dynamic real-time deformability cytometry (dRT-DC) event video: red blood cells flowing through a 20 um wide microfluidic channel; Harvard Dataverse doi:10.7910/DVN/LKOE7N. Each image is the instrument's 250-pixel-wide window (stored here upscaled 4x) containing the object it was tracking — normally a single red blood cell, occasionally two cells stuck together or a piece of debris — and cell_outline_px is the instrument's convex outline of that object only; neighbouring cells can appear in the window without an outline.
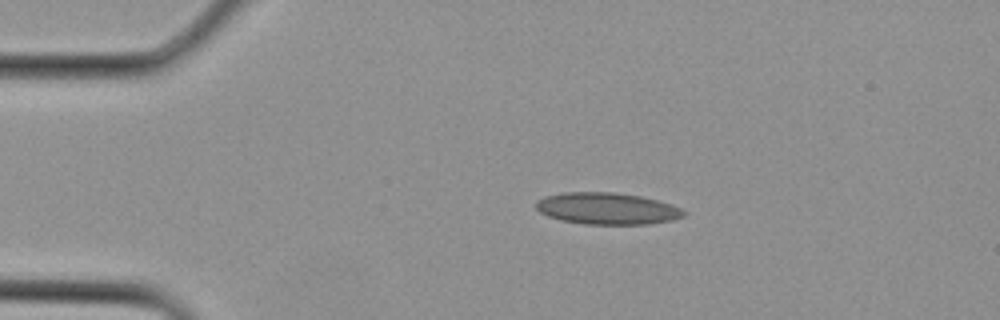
{"species": "Egyptian fruit bat (a non-hibernating species)", "species_latin": "Rousettus aegyptiacus", "temperature_condition": "cold", "stored_images_in_passage": 2, "camera_frame_rate_fps": 3000, "um_per_image_px": 0.085, "animal": {"sex": "female"}, "frame": {"image": 1, "passage_image": 1, "time_ms": 0.0, "image_size_px": [1000, 320], "cell_outline_px": [[684, 216], [672, 220], [648, 224], [584, 224], [560, 220], [548, 216], [540, 212], [536, 208], [536, 200], [544, 196], [564, 192], [612, 192], [640, 196], [672, 204], [680, 208], [684, 212]], "centroid_in_image_um": [51.57, 17.72], "position_along_channel_um": 33.4, "area_um2": 27.28}}